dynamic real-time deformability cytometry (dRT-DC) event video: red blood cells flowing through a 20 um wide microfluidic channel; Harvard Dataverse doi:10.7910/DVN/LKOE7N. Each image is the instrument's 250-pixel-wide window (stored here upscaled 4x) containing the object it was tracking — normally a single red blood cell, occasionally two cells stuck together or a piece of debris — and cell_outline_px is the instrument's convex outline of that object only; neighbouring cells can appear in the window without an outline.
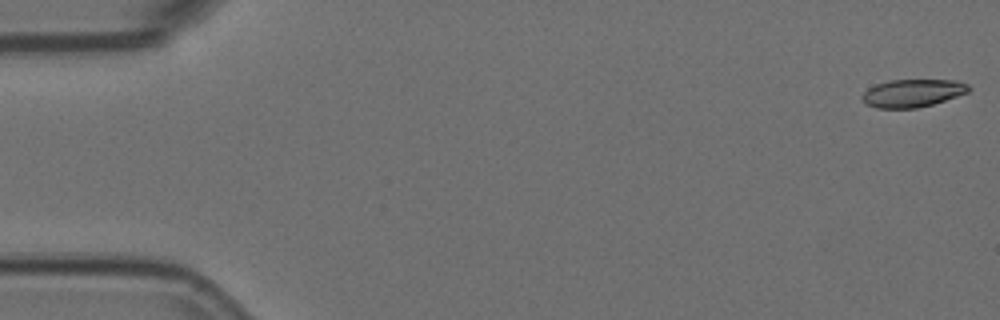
{"species": "Egyptian fruit bat (a non-hibernating species)", "species_latin": "Rousettus aegyptiacus", "temperature_condition": "room temperature", "stored_images_in_passage": 56, "camera_frame_rate_fps": 3000, "um_per_image_px": 0.085, "animal": {"sex": "female"}, "frame": {"image": 1, "passage_image": 1, "time_ms": 0.0, "image_size_px": [1000, 320], "cell_outline_px": [[972, 88], [968, 92], [932, 104], [916, 108], [876, 108], [864, 104], [860, 96], [868, 88], [876, 84], [888, 80], [956, 80], [968, 84]], "centroid_in_image_um": [77.53, 7.91], "position_along_channel_um": 7.5, "area_um2": 17.34}}
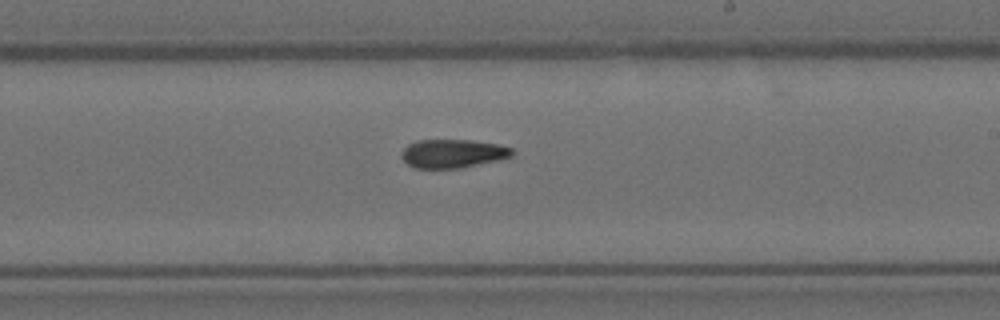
{"frame": {"image": 2, "passage_image": 33, "time_ms": 10.667, "image_size_px": [1000, 320], "cell_outline_px": [[516, 152], [512, 156], [500, 160], [460, 168], [416, 168], [408, 164], [400, 156], [404, 148], [408, 144], [416, 140], [468, 140], [500, 144], [512, 148]], "centroid_in_image_um": [38.52, 13.05], "position_along_channel_um": 250.5, "area_um2": 18.55}}
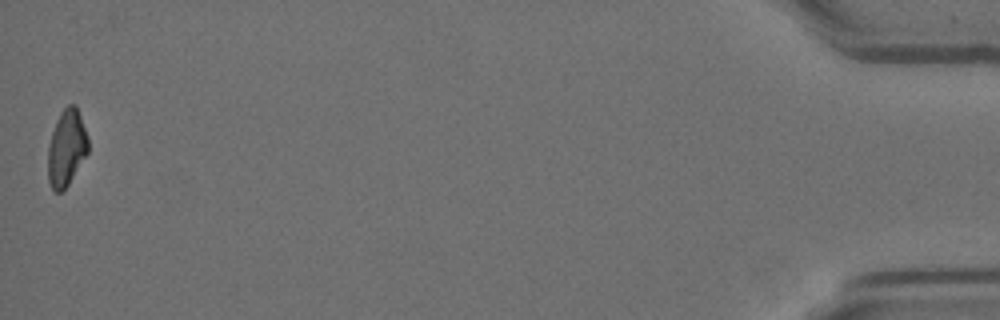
{"frame": {"image": 3, "passage_image": 56, "time_ms": 18.333, "image_size_px": [1000, 320], "cell_outline_px": [[88, 152], [68, 184], [60, 192], [52, 192], [48, 180], [48, 144], [56, 120], [60, 112], [68, 104], [76, 104], [88, 136]], "centroid_in_image_um": [5.64, 12.56], "position_along_channel_um": 429.6, "area_um2": 17.98}, "authors_computed_cell_mechanics": {"area_um2": 18.5538, "velocity_mm_per_s": 3.6107, "shape_relaxation_time_tau1_ms": null, "shape_relaxation_time_tau2_ms": 8.6513, "deformation_change_tau1": null, "deformation_change_tau2": 0.1754}}